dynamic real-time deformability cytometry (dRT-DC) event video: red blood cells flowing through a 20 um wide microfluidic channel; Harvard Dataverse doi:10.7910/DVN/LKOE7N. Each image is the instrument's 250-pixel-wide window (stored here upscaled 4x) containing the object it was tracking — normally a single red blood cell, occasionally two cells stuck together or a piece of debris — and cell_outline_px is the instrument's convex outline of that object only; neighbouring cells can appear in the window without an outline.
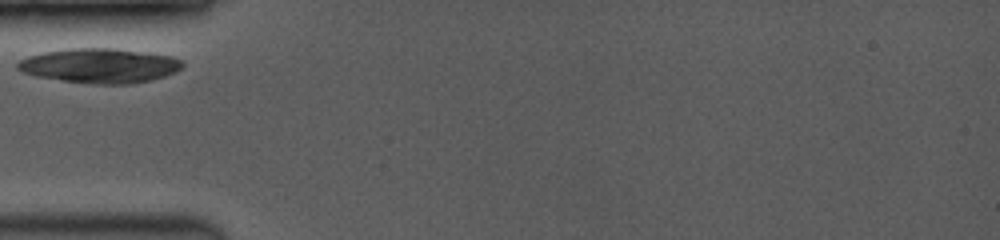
{"species": "common noctule bat (a hibernating species)", "species_latin": "Nyctalus noctula", "temperature_condition": "room temperature", "stored_images_in_passage": 24, "camera_frame_rate_fps": 3500, "um_per_image_px": 0.085, "animal": {"sex": "female", "body_mass_g": 19.0, "forearm_length_mm": 53.3}, "frame": {"image": 1, "passage_image": 1, "time_ms": 0.0, "image_size_px": [1000, 240], "cell_outline_px": [[184, 64], [176, 72], [152, 80], [128, 84], [96, 84], [64, 80], [36, 76], [24, 72], [16, 68], [16, 64], [20, 60], [28, 56], [44, 52], [72, 48], [116, 48], [172, 56], [180, 60]], "centroid_in_image_um": [8.49, 5.57], "position_along_channel_um": 76.5, "area_um2": 33.0}}
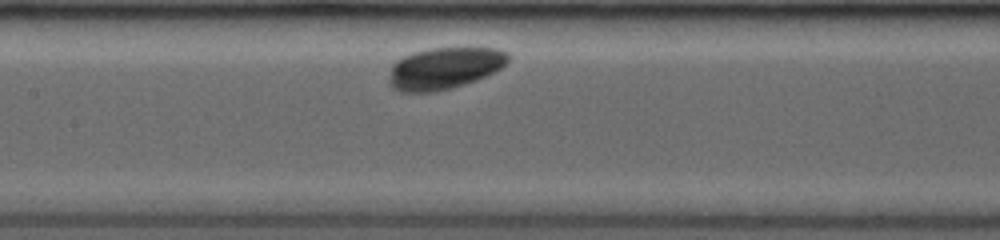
{"frame": {"image": 2, "passage_image": 13, "time_ms": 2.571, "image_size_px": [1000, 240], "cell_outline_px": [[508, 60], [500, 68], [476, 80], [452, 88], [436, 92], [400, 92], [392, 88], [388, 84], [388, 80], [392, 64], [396, 60], [412, 52], [428, 48], [468, 44], [496, 48], [508, 52]], "centroid_in_image_um": [37.77, 5.74], "position_along_channel_um": 169.6, "area_um2": 30.06}}
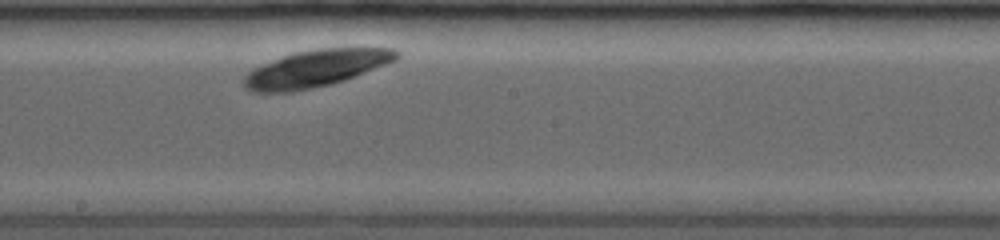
{"frame": {"image": 3, "passage_image": 21, "time_ms": 4.0, "image_size_px": [1000, 240], "cell_outline_px": [[400, 56], [396, 60], [344, 80], [332, 84], [292, 92], [252, 92], [244, 88], [244, 76], [252, 68], [292, 52], [316, 48], [392, 48], [400, 52]], "centroid_in_image_um": [26.81, 5.81], "position_along_channel_um": 221.4, "area_um2": 32.89}}